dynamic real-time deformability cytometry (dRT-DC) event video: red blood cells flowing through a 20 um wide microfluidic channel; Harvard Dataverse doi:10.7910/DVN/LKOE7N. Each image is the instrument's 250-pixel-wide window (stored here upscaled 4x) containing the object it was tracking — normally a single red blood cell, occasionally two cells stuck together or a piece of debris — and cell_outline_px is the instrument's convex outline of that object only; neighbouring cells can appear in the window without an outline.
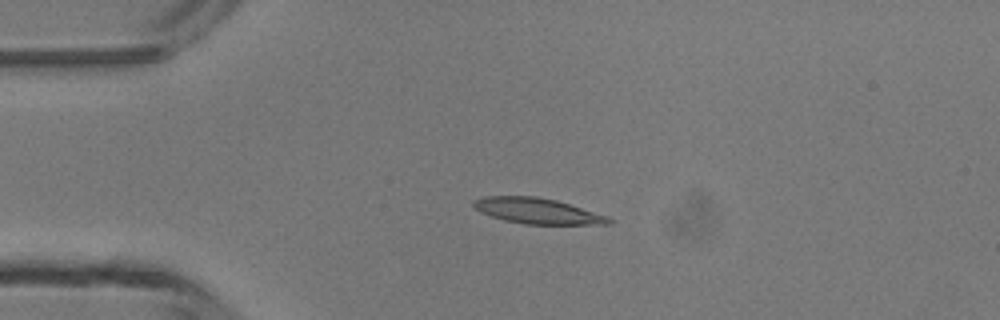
{"species": "common noctule bat (a hibernating species)", "species_latin": "Nyctalus noctula", "temperature_condition": "room temperature", "stored_images_in_passage": 4, "camera_frame_rate_fps": 3000, "um_per_image_px": 0.085, "animal": {"sex": "male", "body_mass_g": 13.3}, "frame": {"image": 1, "passage_image": 2, "time_ms": 1.333, "image_size_px": [1000, 320], "cell_outline_px": [[612, 224], [524, 224], [504, 220], [480, 212], [472, 204], [472, 200], [484, 196], [536, 196], [556, 200], [608, 216], [612, 220]], "centroid_in_image_um": [45.66, 17.92], "position_along_channel_um": 39.3, "area_um2": 20.11}}
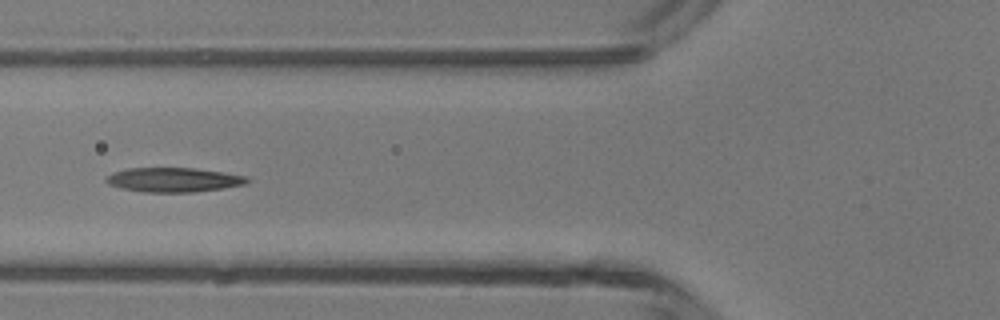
{"frame": {"image": 2, "passage_image": 4, "time_ms": 3.667, "image_size_px": [1000, 320], "cell_outline_px": [[252, 180], [244, 184], [220, 188], [192, 192], [144, 192], [120, 188], [108, 184], [104, 180], [112, 172], [128, 168], [192, 168], [248, 176]], "centroid_in_image_um": [14.72, 15.28], "position_along_channel_um": 111.1, "area_um2": 19.88}}